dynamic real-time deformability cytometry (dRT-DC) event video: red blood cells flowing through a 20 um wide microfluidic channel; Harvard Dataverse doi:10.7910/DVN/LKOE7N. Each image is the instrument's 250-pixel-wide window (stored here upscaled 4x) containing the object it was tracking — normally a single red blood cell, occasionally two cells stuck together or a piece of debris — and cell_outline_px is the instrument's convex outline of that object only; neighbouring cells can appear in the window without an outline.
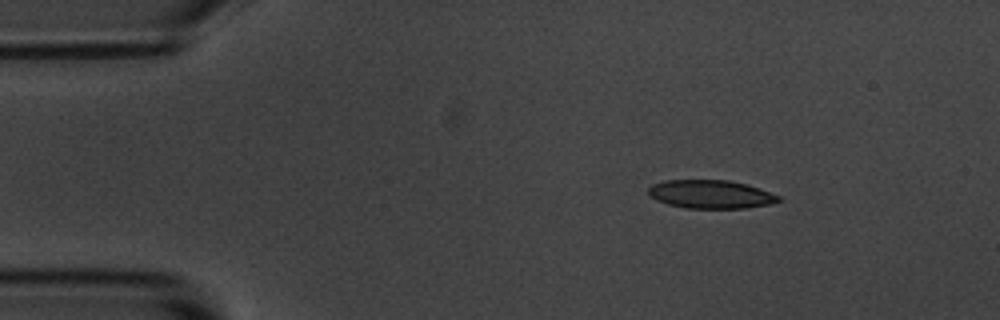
{"species": "common noctule bat (a hibernating species)", "species_latin": "Nyctalus noctula", "temperature_condition": "room temperature", "stored_images_in_passage": 47, "camera_frame_rate_fps": 3000, "um_per_image_px": 0.085, "animal": {"sex": "male", "body_mass_g": 20.1, "forearm_length_mm": 53.5}, "frame": {"image": 1, "passage_image": 1, "time_ms": 0.0, "image_size_px": [1000, 320], "cell_outline_px": [[780, 200], [768, 204], [748, 208], [688, 208], [668, 204], [656, 200], [648, 192], [648, 188], [652, 184], [664, 180], [728, 180], [748, 184], [780, 196]], "centroid_in_image_um": [60.4, 16.5], "position_along_channel_um": 24.6, "area_um2": 21.44}}
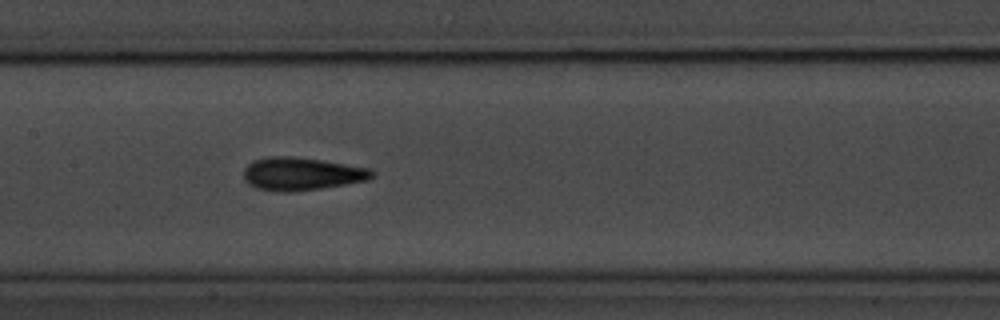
{"frame": {"image": 2, "passage_image": 19, "time_ms": 6.0, "image_size_px": [1000, 320], "cell_outline_px": [[372, 176], [368, 180], [320, 188], [292, 192], [284, 192], [256, 188], [248, 184], [244, 180], [244, 168], [252, 160], [268, 156], [296, 156], [368, 168], [372, 172]], "centroid_in_image_um": [25.55, 14.77], "position_along_channel_um": 181.8, "area_um2": 24.45}}
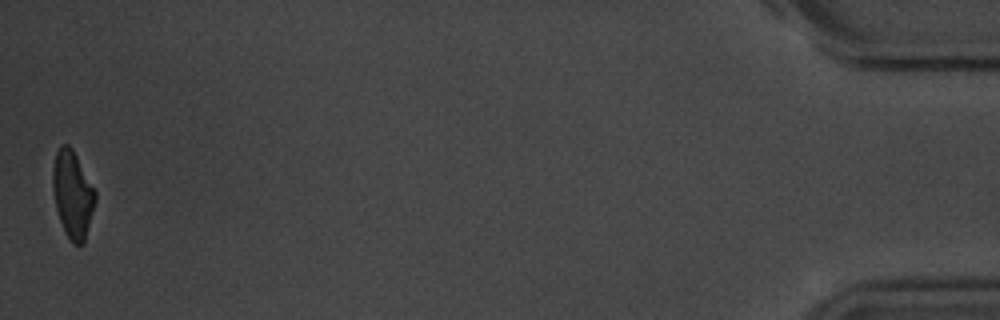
{"frame": {"image": 3, "passage_image": 47, "time_ms": 15.333, "image_size_px": [1000, 320], "cell_outline_px": [[96, 200], [84, 244], [72, 244], [64, 232], [56, 208], [52, 192], [52, 172], [56, 152], [60, 144], [68, 144], [72, 148], [96, 192]], "centroid_in_image_um": [6.16, 16.54], "position_along_channel_um": 429.0, "area_um2": 21.68}, "authors_computed_cell_mechanics": {"area_um2": 22.831, "velocity_mm_per_s": 3.6694, "shape_relaxation_time_tau1_ms": 3.0584, "shape_relaxation_time_tau2_ms": 2.183, "deformation_change_tau1": 0.12, "deformation_change_tau2": 0.0973}}